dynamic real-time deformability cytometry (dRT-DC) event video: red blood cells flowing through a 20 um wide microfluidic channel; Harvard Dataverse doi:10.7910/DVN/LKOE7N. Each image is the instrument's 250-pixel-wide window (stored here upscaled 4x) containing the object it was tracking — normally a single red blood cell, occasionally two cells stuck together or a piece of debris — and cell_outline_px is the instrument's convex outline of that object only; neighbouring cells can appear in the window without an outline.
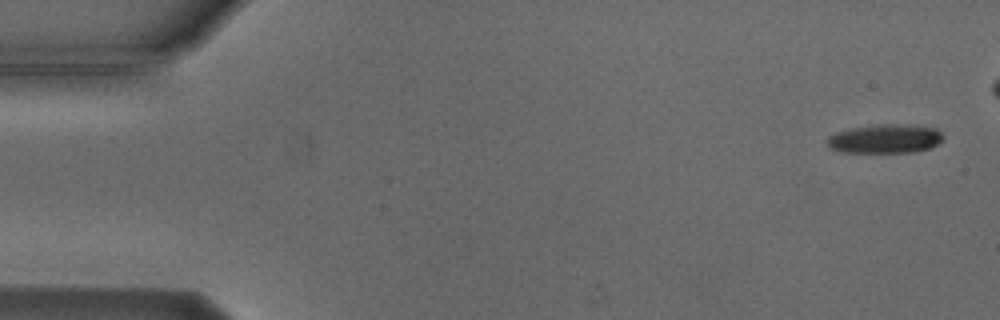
{"species": "Egyptian fruit bat (a non-hibernating species)", "species_latin": "Rousettus aegyptiacus", "temperature_condition": "cold", "stored_images_in_passage": 9, "camera_frame_rate_fps": 3000, "um_per_image_px": 0.085, "animal": {"sex": "male"}, "frame": {"image": 1, "passage_image": 1, "time_ms": 0.0, "image_size_px": [1000, 320], "cell_outline_px": [[944, 140], [928, 148], [916, 152], [840, 152], [828, 148], [828, 136], [836, 132], [852, 128], [884, 124], [900, 124], [936, 128], [944, 136]], "centroid_in_image_um": [75.23, 11.8], "position_along_channel_um": 9.8, "area_um2": 19.48}}
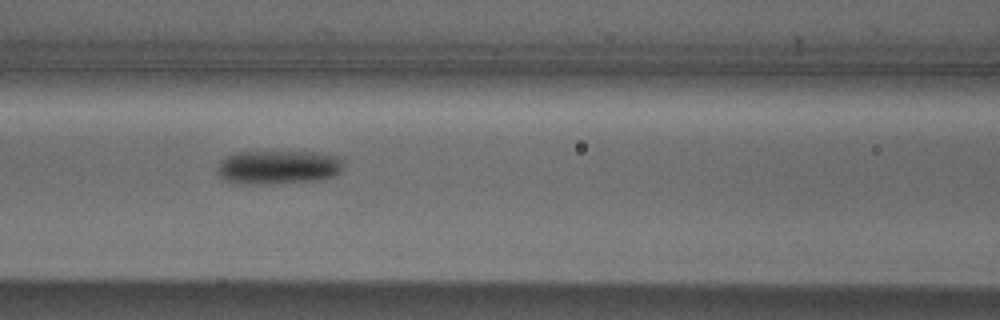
{"frame": {"image": 2, "passage_image": 7, "time_ms": 7.0, "image_size_px": [1000, 320], "cell_outline_px": [[344, 168], [340, 172], [332, 176], [320, 180], [224, 180], [216, 172], [216, 168], [220, 160], [236, 152], [312, 152], [340, 156], [344, 164]], "centroid_in_image_um": [23.73, 14.12], "position_along_channel_um": 142.9, "area_um2": 23.41}}
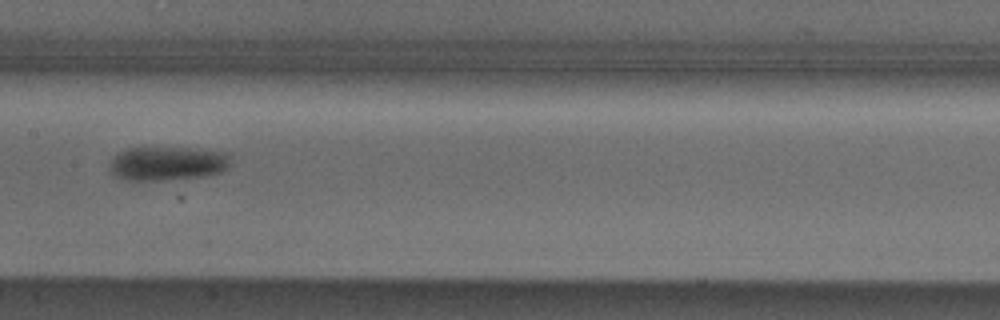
{"frame": {"image": 3, "passage_image": 8, "time_ms": 8.333, "image_size_px": [1000, 320], "cell_outline_px": [[232, 152], [228, 168], [220, 172], [200, 176], [164, 180], [124, 180], [116, 176], [108, 168], [112, 156], [128, 148], [188, 148]], "centroid_in_image_um": [14.24, 13.88], "position_along_channel_um": 193.2, "area_um2": 24.04}}